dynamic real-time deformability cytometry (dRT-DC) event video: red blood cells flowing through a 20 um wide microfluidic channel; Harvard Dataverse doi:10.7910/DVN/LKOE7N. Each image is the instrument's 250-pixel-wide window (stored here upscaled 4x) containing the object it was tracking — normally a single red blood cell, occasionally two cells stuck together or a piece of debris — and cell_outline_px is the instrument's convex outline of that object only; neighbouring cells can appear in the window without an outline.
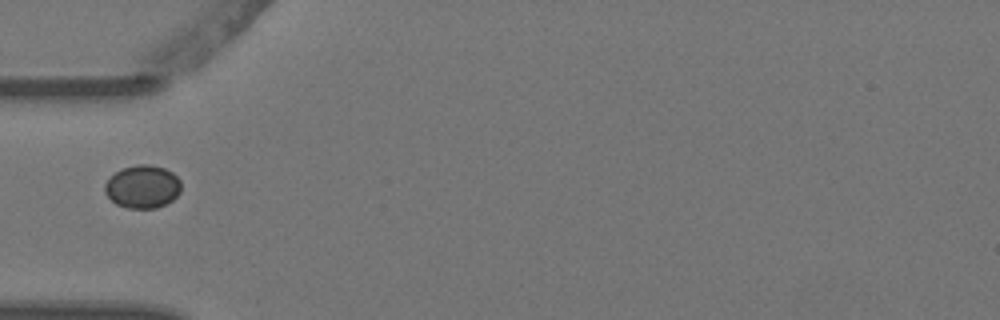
{"species": "Egyptian fruit bat (a non-hibernating species)", "species_latin": "Rousettus aegyptiacus", "temperature_condition": "warm", "stored_images_in_passage": 5, "camera_frame_rate_fps": 3000, "um_per_image_px": 0.085, "animal": {"sex": "female"}, "frame": {"image": 1, "passage_image": 5, "time_ms": 1.333, "image_size_px": [1000, 320], "cell_outline_px": [[180, 192], [172, 200], [156, 208], [128, 208], [116, 204], [104, 192], [104, 184], [116, 172], [124, 168], [136, 164], [148, 164], [164, 168], [172, 172], [180, 180]], "centroid_in_image_um": [12.12, 15.87], "position_along_channel_um": 72.9, "area_um2": 18.96}}